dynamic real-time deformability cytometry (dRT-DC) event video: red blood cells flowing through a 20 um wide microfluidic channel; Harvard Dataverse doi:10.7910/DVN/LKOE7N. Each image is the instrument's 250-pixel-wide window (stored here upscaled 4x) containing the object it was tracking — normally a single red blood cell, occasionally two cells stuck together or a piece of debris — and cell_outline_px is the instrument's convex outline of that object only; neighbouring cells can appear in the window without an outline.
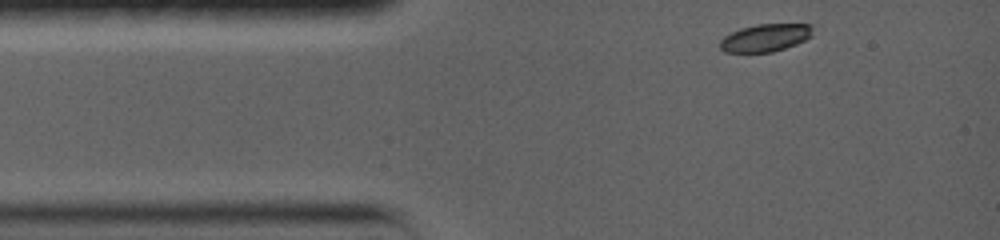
{"species": "common noctule bat (a hibernating species)", "species_latin": "Nyctalus noctula", "temperature_condition": "warm", "stored_images_in_passage": 12, "camera_frame_rate_fps": 5000, "um_per_image_px": 0.085, "animal": {"sex": "female", "body_mass_g": 19.0, "forearm_length_mm": 56.7}, "frame": {"image": 1, "passage_image": 1, "time_ms": 0.0, "image_size_px": [1000, 240], "cell_outline_px": [[812, 36], [796, 44], [772, 52], [724, 52], [720, 48], [720, 40], [724, 36], [740, 28], [756, 24], [812, 24]], "centroid_in_image_um": [65.05, 3.2], "position_along_channel_um": 20.0, "area_um2": 14.91}}
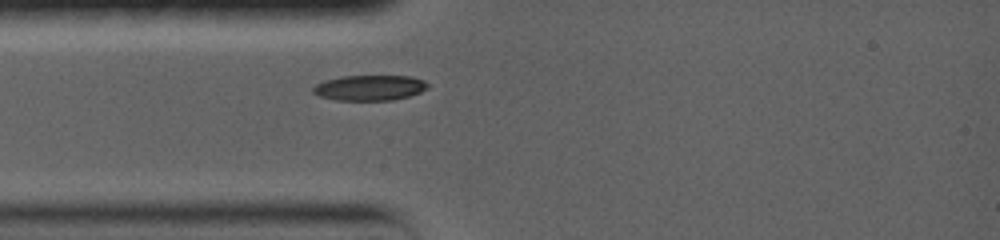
{"frame": {"image": 2, "passage_image": 9, "time_ms": 2.0, "image_size_px": [1000, 240], "cell_outline_px": [[428, 88], [420, 92], [408, 96], [392, 100], [336, 100], [320, 96], [312, 92], [312, 88], [316, 84], [324, 80], [340, 76], [412, 76], [424, 80], [428, 84]], "centroid_in_image_um": [31.41, 7.45], "position_along_channel_um": 53.6, "area_um2": 16.99}}